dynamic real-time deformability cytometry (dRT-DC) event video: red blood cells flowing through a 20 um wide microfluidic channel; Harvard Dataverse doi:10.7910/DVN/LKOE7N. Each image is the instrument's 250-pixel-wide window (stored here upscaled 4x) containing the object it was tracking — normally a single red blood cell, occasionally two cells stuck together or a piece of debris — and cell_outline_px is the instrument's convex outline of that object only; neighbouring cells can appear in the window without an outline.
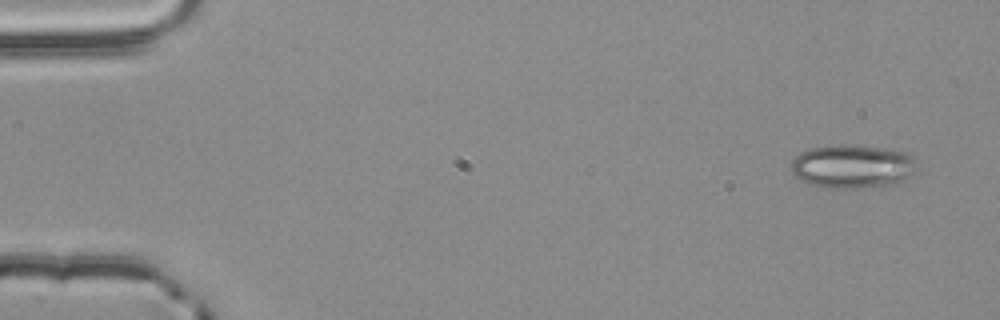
{"species": "common noctule bat (a hibernating species)", "species_latin": "Nyctalus noctula", "temperature_condition": "room temperature", "stored_images_in_passage": 5, "camera_frame_rate_fps": 3000, "um_per_image_px": 0.085, "animal": {"sex": "male", "body_mass_g": 20.4}, "frame": {"image": 1, "passage_image": 1, "time_ms": 0.0, "image_size_px": [1000, 320], "cell_outline_px": [[916, 172], [900, 184], [852, 188], [832, 188], [812, 184], [800, 180], [792, 172], [792, 160], [800, 152], [812, 148], [836, 144], [852, 144], [880, 148], [904, 152], [912, 156], [916, 160]], "centroid_in_image_um": [72.5, 14.14], "position_along_channel_um": 12.5, "area_um2": 32.08}}
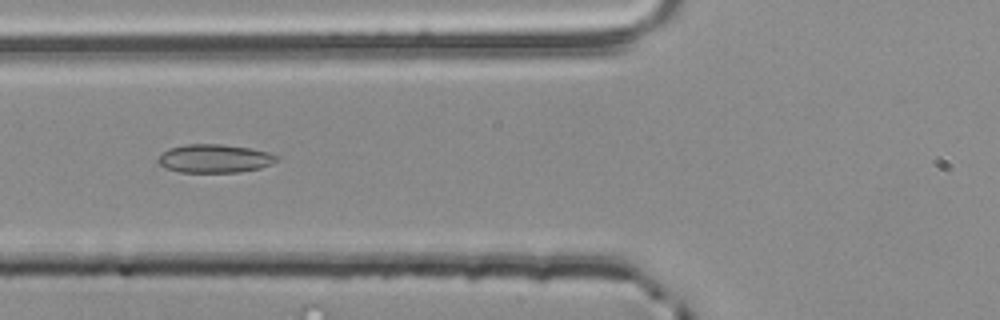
{"frame": {"image": 2, "passage_image": 5, "time_ms": 1.333, "image_size_px": [1000, 320], "cell_outline_px": [[276, 160], [260, 168], [240, 172], [180, 172], [164, 168], [156, 160], [168, 148], [184, 144], [220, 144], [252, 148], [268, 152], [276, 156]], "centroid_in_image_um": [18.18, 13.47], "position_along_channel_um": 107.6, "area_um2": 19.54}}